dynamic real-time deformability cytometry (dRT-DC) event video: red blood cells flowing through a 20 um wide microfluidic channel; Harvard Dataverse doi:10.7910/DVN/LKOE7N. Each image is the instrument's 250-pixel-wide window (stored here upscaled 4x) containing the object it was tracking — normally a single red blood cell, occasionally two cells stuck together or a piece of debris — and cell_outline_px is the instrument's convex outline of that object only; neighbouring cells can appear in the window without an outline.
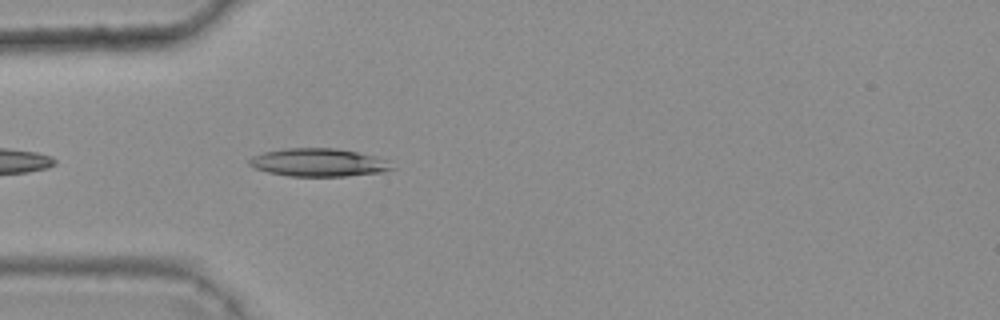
{"species": "common noctule bat (a hibernating species)", "species_latin": "Nyctalus noctula", "temperature_condition": "warm", "stored_images_in_passage": 8, "camera_frame_rate_fps": 3000, "um_per_image_px": 0.085, "animal": {"sex": "female", "body_mass_g": 25.1}, "frame": {"image": 1, "passage_image": 3, "time_ms": 0.667, "image_size_px": [1000, 320], "cell_outline_px": [[396, 168], [384, 172], [344, 176], [288, 176], [268, 172], [256, 168], [248, 164], [248, 160], [252, 156], [264, 152], [284, 148], [336, 148], [376, 156], [388, 160]], "centroid_in_image_um": [27.1, 13.81], "position_along_channel_um": 57.9, "area_um2": 23.41}}